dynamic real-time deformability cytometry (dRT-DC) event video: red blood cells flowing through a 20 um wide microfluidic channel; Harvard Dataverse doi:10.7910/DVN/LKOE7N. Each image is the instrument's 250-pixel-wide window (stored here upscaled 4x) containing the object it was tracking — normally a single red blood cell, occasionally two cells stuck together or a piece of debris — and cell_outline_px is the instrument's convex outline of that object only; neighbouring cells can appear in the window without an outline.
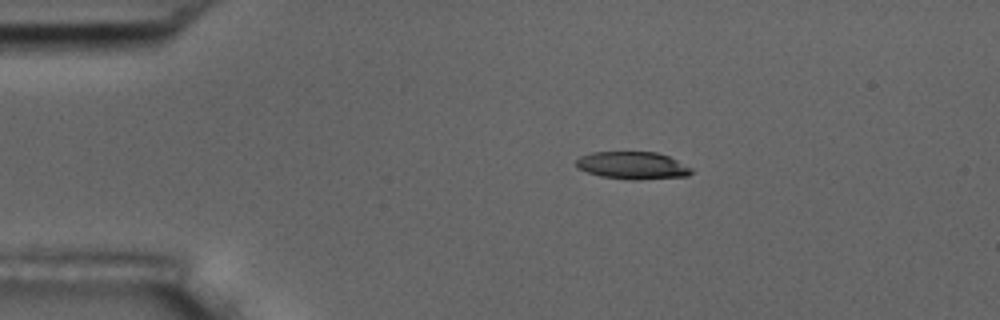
{"species": "common noctule bat (a hibernating species)", "species_latin": "Nyctalus noctula", "temperature_condition": "room temperature", "stored_images_in_passage": 46, "camera_frame_rate_fps": 3000, "um_per_image_px": 0.085, "animal": {"sex": "male", "body_mass_g": 17.5, "forearm_length_mm": 52.3}, "frame": {"image": 1, "passage_image": 1, "time_ms": 0.0, "image_size_px": [1000, 320], "cell_outline_px": [[692, 172], [688, 176], [636, 180], [628, 180], [600, 176], [576, 168], [576, 160], [580, 156], [592, 152], [656, 152], [668, 156], [692, 168]], "centroid_in_image_um": [53.75, 14.07], "position_along_channel_um": 31.3, "area_um2": 18.5}}
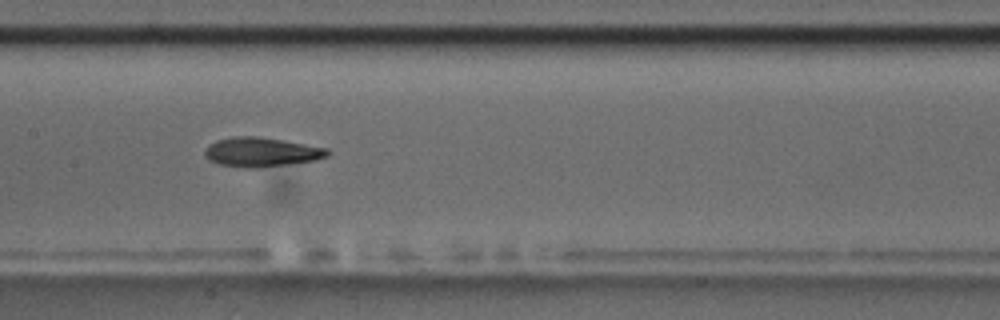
{"frame": {"image": 2, "passage_image": 18, "time_ms": 5.667, "image_size_px": [1000, 320], "cell_outline_px": [[332, 152], [328, 156], [316, 160], [288, 164], [256, 168], [244, 168], [216, 164], [208, 160], [204, 156], [204, 152], [208, 144], [216, 140], [232, 136], [256, 136], [284, 140], [328, 148]], "centroid_in_image_um": [22.19, 12.93], "position_along_channel_um": 185.2, "area_um2": 21.33}}
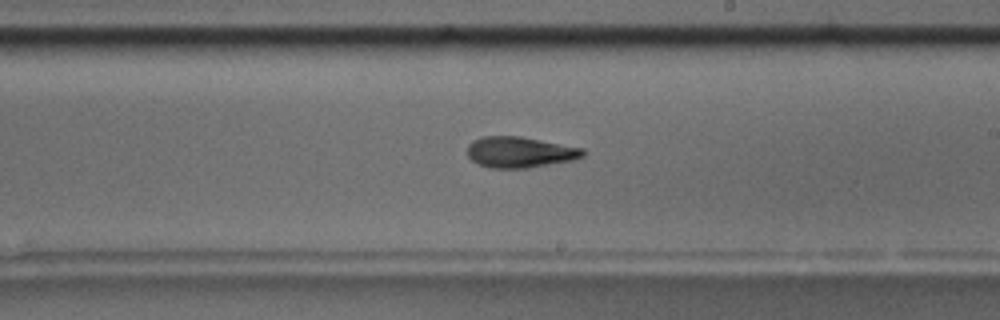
{"frame": {"image": 3, "passage_image": 23, "time_ms": 7.333, "image_size_px": [1000, 320], "cell_outline_px": [[584, 156], [572, 160], [528, 168], [492, 168], [476, 164], [468, 156], [468, 144], [472, 140], [480, 136], [520, 136], [584, 148]], "centroid_in_image_um": [44.16, 12.93], "position_along_channel_um": 244.8, "area_um2": 20.92}, "authors_computed_cell_mechanics": {"area_um2": 20.4034, "velocity_mm_per_s": 3.5973, "shape_relaxation_time_tau1_ms": 6.2301, "shape_relaxation_time_tau2_ms": 4.7156, "deformation_change_tau1": 0.2064, "deformation_change_tau2": 0.1523}}